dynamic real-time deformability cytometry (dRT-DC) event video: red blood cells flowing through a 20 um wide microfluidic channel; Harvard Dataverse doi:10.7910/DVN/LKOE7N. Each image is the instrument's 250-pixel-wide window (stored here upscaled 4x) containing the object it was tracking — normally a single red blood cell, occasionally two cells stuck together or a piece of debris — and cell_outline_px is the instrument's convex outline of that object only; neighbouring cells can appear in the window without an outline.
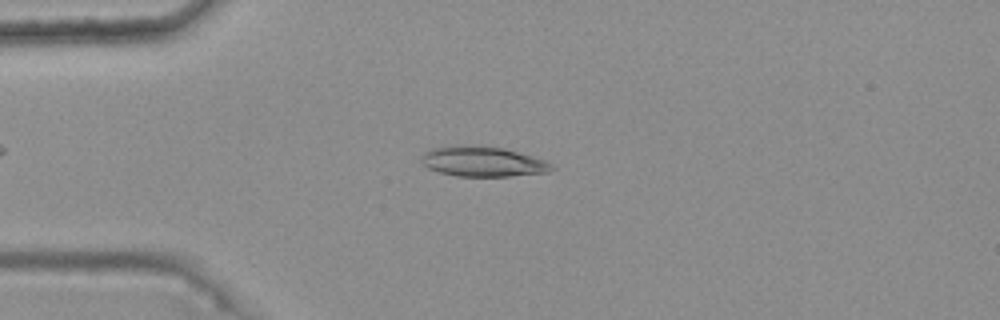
{"species": "common noctule bat (a hibernating species)", "species_latin": "Nyctalus noctula", "temperature_condition": "warm", "stored_images_in_passage": 42, "camera_frame_rate_fps": 3000, "um_per_image_px": 0.085, "animal": {"sex": "female", "body_mass_g": 25.1}, "frame": {"image": 1, "passage_image": 12, "time_ms": 3.667, "image_size_px": [1000, 320], "cell_outline_px": [[556, 168], [548, 172], [508, 176], [456, 176], [440, 172], [428, 168], [420, 160], [424, 152], [432, 148], [456, 144], [504, 148], [532, 156], [544, 160], [552, 164]], "centroid_in_image_um": [41.02, 13.72], "position_along_channel_um": 44.0, "area_um2": 22.83}}
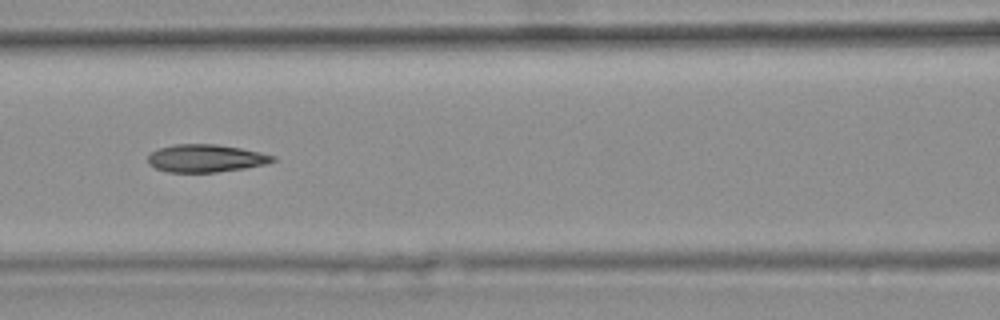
{"frame": {"image": 2, "passage_image": 22, "time_ms": 7.0, "image_size_px": [1000, 320], "cell_outline_px": [[276, 160], [264, 164], [244, 168], [216, 172], [168, 172], [156, 168], [148, 164], [148, 156], [152, 152], [160, 148], [176, 144], [216, 144], [240, 148], [260, 152], [276, 156]], "centroid_in_image_um": [17.49, 13.45], "position_along_channel_um": 149.1, "area_um2": 20.0}}
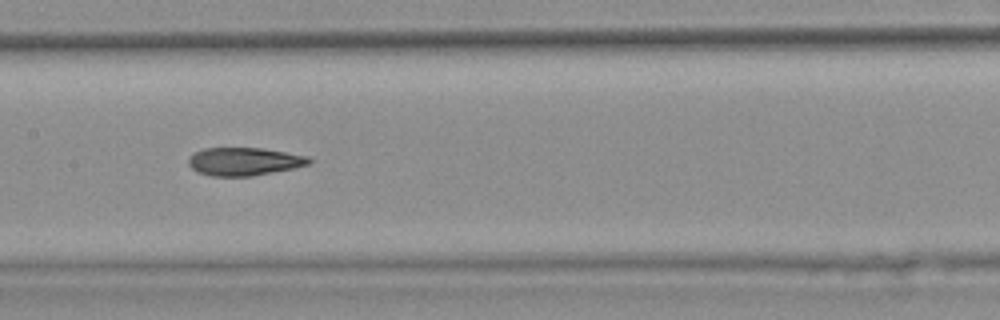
{"frame": {"image": 3, "passage_image": 25, "time_ms": 8.0, "image_size_px": [1000, 320], "cell_outline_px": [[312, 160], [308, 164], [292, 168], [252, 176], [212, 176], [196, 172], [188, 164], [188, 160], [192, 152], [204, 148], [264, 148], [308, 156]], "centroid_in_image_um": [20.7, 13.72], "position_along_channel_um": 186.7, "area_um2": 19.71}, "authors_computed_cell_mechanics": {"area_um2": 20.519, "velocity_mm_per_s": 3.7559, "shape_relaxation_time_tau1_ms": 10.3921, "shape_relaxation_time_tau2_ms": 3.942, "deformation_change_tau1": 0.2205, "deformation_change_tau2": 0.1072}}